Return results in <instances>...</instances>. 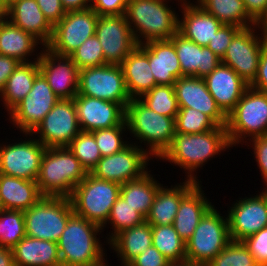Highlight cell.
<instances>
[{
	"instance_id": "obj_1",
	"label": "cell",
	"mask_w": 267,
	"mask_h": 266,
	"mask_svg": "<svg viewBox=\"0 0 267 266\" xmlns=\"http://www.w3.org/2000/svg\"><path fill=\"white\" fill-rule=\"evenodd\" d=\"M229 147L231 145L226 127L223 126H217L215 129L204 133L175 132L171 145L160 159L162 158L185 169L188 180L197 182L198 179L194 171Z\"/></svg>"
},
{
	"instance_id": "obj_2",
	"label": "cell",
	"mask_w": 267,
	"mask_h": 266,
	"mask_svg": "<svg viewBox=\"0 0 267 266\" xmlns=\"http://www.w3.org/2000/svg\"><path fill=\"white\" fill-rule=\"evenodd\" d=\"M102 227L75 213L57 242L62 266H107L105 250L96 235Z\"/></svg>"
},
{
	"instance_id": "obj_3",
	"label": "cell",
	"mask_w": 267,
	"mask_h": 266,
	"mask_svg": "<svg viewBox=\"0 0 267 266\" xmlns=\"http://www.w3.org/2000/svg\"><path fill=\"white\" fill-rule=\"evenodd\" d=\"M87 174L68 147L46 148L36 183L42 196L70 198Z\"/></svg>"
},
{
	"instance_id": "obj_4",
	"label": "cell",
	"mask_w": 267,
	"mask_h": 266,
	"mask_svg": "<svg viewBox=\"0 0 267 266\" xmlns=\"http://www.w3.org/2000/svg\"><path fill=\"white\" fill-rule=\"evenodd\" d=\"M165 1L128 0L125 17L138 45L168 40L178 32L179 18Z\"/></svg>"
},
{
	"instance_id": "obj_5",
	"label": "cell",
	"mask_w": 267,
	"mask_h": 266,
	"mask_svg": "<svg viewBox=\"0 0 267 266\" xmlns=\"http://www.w3.org/2000/svg\"><path fill=\"white\" fill-rule=\"evenodd\" d=\"M125 121L132 136L147 143L149 156L160 158L175 135V119L149 109L139 99H131L125 109Z\"/></svg>"
},
{
	"instance_id": "obj_6",
	"label": "cell",
	"mask_w": 267,
	"mask_h": 266,
	"mask_svg": "<svg viewBox=\"0 0 267 266\" xmlns=\"http://www.w3.org/2000/svg\"><path fill=\"white\" fill-rule=\"evenodd\" d=\"M120 189V184L97 178L88 172L70 197L74 213L102 227L120 196Z\"/></svg>"
},
{
	"instance_id": "obj_7",
	"label": "cell",
	"mask_w": 267,
	"mask_h": 266,
	"mask_svg": "<svg viewBox=\"0 0 267 266\" xmlns=\"http://www.w3.org/2000/svg\"><path fill=\"white\" fill-rule=\"evenodd\" d=\"M226 131L233 147L247 137L267 135V93L248 87L227 115Z\"/></svg>"
},
{
	"instance_id": "obj_8",
	"label": "cell",
	"mask_w": 267,
	"mask_h": 266,
	"mask_svg": "<svg viewBox=\"0 0 267 266\" xmlns=\"http://www.w3.org/2000/svg\"><path fill=\"white\" fill-rule=\"evenodd\" d=\"M23 213L26 236L57 243L74 210L70 198L42 196Z\"/></svg>"
},
{
	"instance_id": "obj_9",
	"label": "cell",
	"mask_w": 267,
	"mask_h": 266,
	"mask_svg": "<svg viewBox=\"0 0 267 266\" xmlns=\"http://www.w3.org/2000/svg\"><path fill=\"white\" fill-rule=\"evenodd\" d=\"M214 205L205 213L186 242V260L207 265L231 241L228 219Z\"/></svg>"
},
{
	"instance_id": "obj_10",
	"label": "cell",
	"mask_w": 267,
	"mask_h": 266,
	"mask_svg": "<svg viewBox=\"0 0 267 266\" xmlns=\"http://www.w3.org/2000/svg\"><path fill=\"white\" fill-rule=\"evenodd\" d=\"M78 94L119 103L124 109L131 100L121 65L105 64L79 70Z\"/></svg>"
},
{
	"instance_id": "obj_11",
	"label": "cell",
	"mask_w": 267,
	"mask_h": 266,
	"mask_svg": "<svg viewBox=\"0 0 267 266\" xmlns=\"http://www.w3.org/2000/svg\"><path fill=\"white\" fill-rule=\"evenodd\" d=\"M99 15L91 8L66 12L53 26L50 42L45 46L55 54L70 56L88 38L95 35Z\"/></svg>"
},
{
	"instance_id": "obj_12",
	"label": "cell",
	"mask_w": 267,
	"mask_h": 266,
	"mask_svg": "<svg viewBox=\"0 0 267 266\" xmlns=\"http://www.w3.org/2000/svg\"><path fill=\"white\" fill-rule=\"evenodd\" d=\"M256 28L254 25L241 29L221 59L222 64L232 68L249 85L257 76L262 51L267 46V36L255 34Z\"/></svg>"
},
{
	"instance_id": "obj_13",
	"label": "cell",
	"mask_w": 267,
	"mask_h": 266,
	"mask_svg": "<svg viewBox=\"0 0 267 266\" xmlns=\"http://www.w3.org/2000/svg\"><path fill=\"white\" fill-rule=\"evenodd\" d=\"M135 144L129 143L121 151L102 157L90 173L97 178L120 185L141 178L150 172L146 167L151 157L147 149Z\"/></svg>"
},
{
	"instance_id": "obj_14",
	"label": "cell",
	"mask_w": 267,
	"mask_h": 266,
	"mask_svg": "<svg viewBox=\"0 0 267 266\" xmlns=\"http://www.w3.org/2000/svg\"><path fill=\"white\" fill-rule=\"evenodd\" d=\"M81 132L74 99H60L31 133L46 147H67Z\"/></svg>"
},
{
	"instance_id": "obj_15",
	"label": "cell",
	"mask_w": 267,
	"mask_h": 266,
	"mask_svg": "<svg viewBox=\"0 0 267 266\" xmlns=\"http://www.w3.org/2000/svg\"><path fill=\"white\" fill-rule=\"evenodd\" d=\"M60 98L53 92L40 73L34 80L31 91L10 112L11 122L21 132L30 135L52 110Z\"/></svg>"
},
{
	"instance_id": "obj_16",
	"label": "cell",
	"mask_w": 267,
	"mask_h": 266,
	"mask_svg": "<svg viewBox=\"0 0 267 266\" xmlns=\"http://www.w3.org/2000/svg\"><path fill=\"white\" fill-rule=\"evenodd\" d=\"M46 147L38 140H24L0 146V173L37 181Z\"/></svg>"
},
{
	"instance_id": "obj_17",
	"label": "cell",
	"mask_w": 267,
	"mask_h": 266,
	"mask_svg": "<svg viewBox=\"0 0 267 266\" xmlns=\"http://www.w3.org/2000/svg\"><path fill=\"white\" fill-rule=\"evenodd\" d=\"M106 64L121 65L138 45L125 15L99 16L96 32Z\"/></svg>"
},
{
	"instance_id": "obj_18",
	"label": "cell",
	"mask_w": 267,
	"mask_h": 266,
	"mask_svg": "<svg viewBox=\"0 0 267 266\" xmlns=\"http://www.w3.org/2000/svg\"><path fill=\"white\" fill-rule=\"evenodd\" d=\"M39 52L40 73L60 99H74L78 94L79 69L70 56L53 53L46 47Z\"/></svg>"
},
{
	"instance_id": "obj_19",
	"label": "cell",
	"mask_w": 267,
	"mask_h": 266,
	"mask_svg": "<svg viewBox=\"0 0 267 266\" xmlns=\"http://www.w3.org/2000/svg\"><path fill=\"white\" fill-rule=\"evenodd\" d=\"M230 208L227 219L231 240L243 241L267 227V198L263 192L237 200Z\"/></svg>"
},
{
	"instance_id": "obj_20",
	"label": "cell",
	"mask_w": 267,
	"mask_h": 266,
	"mask_svg": "<svg viewBox=\"0 0 267 266\" xmlns=\"http://www.w3.org/2000/svg\"><path fill=\"white\" fill-rule=\"evenodd\" d=\"M74 104L81 131L111 128L125 120V109L119 103L77 94Z\"/></svg>"
},
{
	"instance_id": "obj_21",
	"label": "cell",
	"mask_w": 267,
	"mask_h": 266,
	"mask_svg": "<svg viewBox=\"0 0 267 266\" xmlns=\"http://www.w3.org/2000/svg\"><path fill=\"white\" fill-rule=\"evenodd\" d=\"M173 86L179 107L199 110L218 126L226 127L227 116L209 93L203 78L183 76L178 78Z\"/></svg>"
},
{
	"instance_id": "obj_22",
	"label": "cell",
	"mask_w": 267,
	"mask_h": 266,
	"mask_svg": "<svg viewBox=\"0 0 267 266\" xmlns=\"http://www.w3.org/2000/svg\"><path fill=\"white\" fill-rule=\"evenodd\" d=\"M170 40L174 44L179 59L181 77L204 78L221 63V59L207 46L197 45L194 41L186 39L179 32L174 34Z\"/></svg>"
},
{
	"instance_id": "obj_23",
	"label": "cell",
	"mask_w": 267,
	"mask_h": 266,
	"mask_svg": "<svg viewBox=\"0 0 267 266\" xmlns=\"http://www.w3.org/2000/svg\"><path fill=\"white\" fill-rule=\"evenodd\" d=\"M203 79L209 93L226 116L249 87L232 68L222 63Z\"/></svg>"
},
{
	"instance_id": "obj_24",
	"label": "cell",
	"mask_w": 267,
	"mask_h": 266,
	"mask_svg": "<svg viewBox=\"0 0 267 266\" xmlns=\"http://www.w3.org/2000/svg\"><path fill=\"white\" fill-rule=\"evenodd\" d=\"M12 24L33 35L42 46L52 37L53 26L42 13L35 0H16L7 7V17Z\"/></svg>"
},
{
	"instance_id": "obj_25",
	"label": "cell",
	"mask_w": 267,
	"mask_h": 266,
	"mask_svg": "<svg viewBox=\"0 0 267 266\" xmlns=\"http://www.w3.org/2000/svg\"><path fill=\"white\" fill-rule=\"evenodd\" d=\"M126 90L131 99H139L150 91L156 82L148 59V48L137 45L121 64Z\"/></svg>"
},
{
	"instance_id": "obj_26",
	"label": "cell",
	"mask_w": 267,
	"mask_h": 266,
	"mask_svg": "<svg viewBox=\"0 0 267 266\" xmlns=\"http://www.w3.org/2000/svg\"><path fill=\"white\" fill-rule=\"evenodd\" d=\"M181 8L183 18H179L178 32L197 45L207 46L223 24L199 4L183 2Z\"/></svg>"
},
{
	"instance_id": "obj_27",
	"label": "cell",
	"mask_w": 267,
	"mask_h": 266,
	"mask_svg": "<svg viewBox=\"0 0 267 266\" xmlns=\"http://www.w3.org/2000/svg\"><path fill=\"white\" fill-rule=\"evenodd\" d=\"M199 183L186 179L183 184L157 191L146 222L152 226H169L173 224L181 200Z\"/></svg>"
},
{
	"instance_id": "obj_28",
	"label": "cell",
	"mask_w": 267,
	"mask_h": 266,
	"mask_svg": "<svg viewBox=\"0 0 267 266\" xmlns=\"http://www.w3.org/2000/svg\"><path fill=\"white\" fill-rule=\"evenodd\" d=\"M156 85H174L181 77V68L173 42L155 40L144 43Z\"/></svg>"
},
{
	"instance_id": "obj_29",
	"label": "cell",
	"mask_w": 267,
	"mask_h": 266,
	"mask_svg": "<svg viewBox=\"0 0 267 266\" xmlns=\"http://www.w3.org/2000/svg\"><path fill=\"white\" fill-rule=\"evenodd\" d=\"M198 183L182 200L173 221L180 238L187 242L205 213L213 206Z\"/></svg>"
},
{
	"instance_id": "obj_30",
	"label": "cell",
	"mask_w": 267,
	"mask_h": 266,
	"mask_svg": "<svg viewBox=\"0 0 267 266\" xmlns=\"http://www.w3.org/2000/svg\"><path fill=\"white\" fill-rule=\"evenodd\" d=\"M15 266H62L54 241L25 236L13 248Z\"/></svg>"
},
{
	"instance_id": "obj_31",
	"label": "cell",
	"mask_w": 267,
	"mask_h": 266,
	"mask_svg": "<svg viewBox=\"0 0 267 266\" xmlns=\"http://www.w3.org/2000/svg\"><path fill=\"white\" fill-rule=\"evenodd\" d=\"M0 198L5 209L25 211L35 205L42 195L36 181L0 173Z\"/></svg>"
},
{
	"instance_id": "obj_32",
	"label": "cell",
	"mask_w": 267,
	"mask_h": 266,
	"mask_svg": "<svg viewBox=\"0 0 267 266\" xmlns=\"http://www.w3.org/2000/svg\"><path fill=\"white\" fill-rule=\"evenodd\" d=\"M108 243L118 254L121 265L127 266L133 259L152 245V225L145 221L141 225L124 229Z\"/></svg>"
},
{
	"instance_id": "obj_33",
	"label": "cell",
	"mask_w": 267,
	"mask_h": 266,
	"mask_svg": "<svg viewBox=\"0 0 267 266\" xmlns=\"http://www.w3.org/2000/svg\"><path fill=\"white\" fill-rule=\"evenodd\" d=\"M38 59L39 54L33 62H20L7 79L0 95L8 113L31 91L35 78L40 74Z\"/></svg>"
},
{
	"instance_id": "obj_34",
	"label": "cell",
	"mask_w": 267,
	"mask_h": 266,
	"mask_svg": "<svg viewBox=\"0 0 267 266\" xmlns=\"http://www.w3.org/2000/svg\"><path fill=\"white\" fill-rule=\"evenodd\" d=\"M41 42L30 33L12 24L7 18L0 21V55L13 57L19 62L28 59Z\"/></svg>"
},
{
	"instance_id": "obj_35",
	"label": "cell",
	"mask_w": 267,
	"mask_h": 266,
	"mask_svg": "<svg viewBox=\"0 0 267 266\" xmlns=\"http://www.w3.org/2000/svg\"><path fill=\"white\" fill-rule=\"evenodd\" d=\"M150 173H145L141 178L121 184L120 196L132 207L147 217L153 204L160 183Z\"/></svg>"
},
{
	"instance_id": "obj_36",
	"label": "cell",
	"mask_w": 267,
	"mask_h": 266,
	"mask_svg": "<svg viewBox=\"0 0 267 266\" xmlns=\"http://www.w3.org/2000/svg\"><path fill=\"white\" fill-rule=\"evenodd\" d=\"M195 3L223 25H234L242 29L256 25L248 16L243 0H197Z\"/></svg>"
},
{
	"instance_id": "obj_37",
	"label": "cell",
	"mask_w": 267,
	"mask_h": 266,
	"mask_svg": "<svg viewBox=\"0 0 267 266\" xmlns=\"http://www.w3.org/2000/svg\"><path fill=\"white\" fill-rule=\"evenodd\" d=\"M152 245L170 262L186 260V242H184L173 225L152 226Z\"/></svg>"
},
{
	"instance_id": "obj_38",
	"label": "cell",
	"mask_w": 267,
	"mask_h": 266,
	"mask_svg": "<svg viewBox=\"0 0 267 266\" xmlns=\"http://www.w3.org/2000/svg\"><path fill=\"white\" fill-rule=\"evenodd\" d=\"M139 100L158 114L174 119L179 111L173 85H156L143 94Z\"/></svg>"
},
{
	"instance_id": "obj_39",
	"label": "cell",
	"mask_w": 267,
	"mask_h": 266,
	"mask_svg": "<svg viewBox=\"0 0 267 266\" xmlns=\"http://www.w3.org/2000/svg\"><path fill=\"white\" fill-rule=\"evenodd\" d=\"M146 221V218L139 213L136 208L132 207L130 204L125 201L121 196L118 197L117 201L113 204L110 215L104 226L108 222L113 226V233H109L110 238H107L109 242L115 235L121 232L124 229L131 228L143 224Z\"/></svg>"
},
{
	"instance_id": "obj_40",
	"label": "cell",
	"mask_w": 267,
	"mask_h": 266,
	"mask_svg": "<svg viewBox=\"0 0 267 266\" xmlns=\"http://www.w3.org/2000/svg\"><path fill=\"white\" fill-rule=\"evenodd\" d=\"M25 236L23 211L5 209L0 212V246L12 249Z\"/></svg>"
},
{
	"instance_id": "obj_41",
	"label": "cell",
	"mask_w": 267,
	"mask_h": 266,
	"mask_svg": "<svg viewBox=\"0 0 267 266\" xmlns=\"http://www.w3.org/2000/svg\"><path fill=\"white\" fill-rule=\"evenodd\" d=\"M67 147L78 158L87 172H91L102 158L95 137L91 132L81 131Z\"/></svg>"
},
{
	"instance_id": "obj_42",
	"label": "cell",
	"mask_w": 267,
	"mask_h": 266,
	"mask_svg": "<svg viewBox=\"0 0 267 266\" xmlns=\"http://www.w3.org/2000/svg\"><path fill=\"white\" fill-rule=\"evenodd\" d=\"M217 126L208 115L188 107H179L175 118V132L204 133L215 129Z\"/></svg>"
},
{
	"instance_id": "obj_43",
	"label": "cell",
	"mask_w": 267,
	"mask_h": 266,
	"mask_svg": "<svg viewBox=\"0 0 267 266\" xmlns=\"http://www.w3.org/2000/svg\"><path fill=\"white\" fill-rule=\"evenodd\" d=\"M205 266H259L242 241L231 240Z\"/></svg>"
},
{
	"instance_id": "obj_44",
	"label": "cell",
	"mask_w": 267,
	"mask_h": 266,
	"mask_svg": "<svg viewBox=\"0 0 267 266\" xmlns=\"http://www.w3.org/2000/svg\"><path fill=\"white\" fill-rule=\"evenodd\" d=\"M128 130L126 121L124 120L120 125L111 128L97 129L91 133L95 137L97 146L101 152L102 157L110 156L121 151L129 143L123 141L122 133Z\"/></svg>"
},
{
	"instance_id": "obj_45",
	"label": "cell",
	"mask_w": 267,
	"mask_h": 266,
	"mask_svg": "<svg viewBox=\"0 0 267 266\" xmlns=\"http://www.w3.org/2000/svg\"><path fill=\"white\" fill-rule=\"evenodd\" d=\"M70 57L79 70L106 64L102 46L96 35L84 41Z\"/></svg>"
},
{
	"instance_id": "obj_46",
	"label": "cell",
	"mask_w": 267,
	"mask_h": 266,
	"mask_svg": "<svg viewBox=\"0 0 267 266\" xmlns=\"http://www.w3.org/2000/svg\"><path fill=\"white\" fill-rule=\"evenodd\" d=\"M242 242L259 266L267 265V227L245 238Z\"/></svg>"
},
{
	"instance_id": "obj_47",
	"label": "cell",
	"mask_w": 267,
	"mask_h": 266,
	"mask_svg": "<svg viewBox=\"0 0 267 266\" xmlns=\"http://www.w3.org/2000/svg\"><path fill=\"white\" fill-rule=\"evenodd\" d=\"M241 29L234 25H222L216 32L214 38L210 40L207 47L222 59L234 36Z\"/></svg>"
},
{
	"instance_id": "obj_48",
	"label": "cell",
	"mask_w": 267,
	"mask_h": 266,
	"mask_svg": "<svg viewBox=\"0 0 267 266\" xmlns=\"http://www.w3.org/2000/svg\"><path fill=\"white\" fill-rule=\"evenodd\" d=\"M163 254L153 245L133 259L127 266H168L170 264Z\"/></svg>"
},
{
	"instance_id": "obj_49",
	"label": "cell",
	"mask_w": 267,
	"mask_h": 266,
	"mask_svg": "<svg viewBox=\"0 0 267 266\" xmlns=\"http://www.w3.org/2000/svg\"><path fill=\"white\" fill-rule=\"evenodd\" d=\"M91 9L99 16L125 15L128 0H92Z\"/></svg>"
},
{
	"instance_id": "obj_50",
	"label": "cell",
	"mask_w": 267,
	"mask_h": 266,
	"mask_svg": "<svg viewBox=\"0 0 267 266\" xmlns=\"http://www.w3.org/2000/svg\"><path fill=\"white\" fill-rule=\"evenodd\" d=\"M35 1L37 2L42 13L52 26L56 25L64 17L66 13L61 0H35Z\"/></svg>"
},
{
	"instance_id": "obj_51",
	"label": "cell",
	"mask_w": 267,
	"mask_h": 266,
	"mask_svg": "<svg viewBox=\"0 0 267 266\" xmlns=\"http://www.w3.org/2000/svg\"><path fill=\"white\" fill-rule=\"evenodd\" d=\"M252 139V140H251ZM254 146V156L256 162L262 174L265 184H267V135L266 136H256L253 138H248Z\"/></svg>"
},
{
	"instance_id": "obj_52",
	"label": "cell",
	"mask_w": 267,
	"mask_h": 266,
	"mask_svg": "<svg viewBox=\"0 0 267 266\" xmlns=\"http://www.w3.org/2000/svg\"><path fill=\"white\" fill-rule=\"evenodd\" d=\"M249 86L267 93V46L262 51L257 76Z\"/></svg>"
},
{
	"instance_id": "obj_53",
	"label": "cell",
	"mask_w": 267,
	"mask_h": 266,
	"mask_svg": "<svg viewBox=\"0 0 267 266\" xmlns=\"http://www.w3.org/2000/svg\"><path fill=\"white\" fill-rule=\"evenodd\" d=\"M248 16L257 24L267 11V0H243Z\"/></svg>"
},
{
	"instance_id": "obj_54",
	"label": "cell",
	"mask_w": 267,
	"mask_h": 266,
	"mask_svg": "<svg viewBox=\"0 0 267 266\" xmlns=\"http://www.w3.org/2000/svg\"><path fill=\"white\" fill-rule=\"evenodd\" d=\"M20 62L8 56L0 55V92L6 85L7 79L14 72Z\"/></svg>"
},
{
	"instance_id": "obj_55",
	"label": "cell",
	"mask_w": 267,
	"mask_h": 266,
	"mask_svg": "<svg viewBox=\"0 0 267 266\" xmlns=\"http://www.w3.org/2000/svg\"><path fill=\"white\" fill-rule=\"evenodd\" d=\"M92 0H61L66 12L91 8Z\"/></svg>"
},
{
	"instance_id": "obj_56",
	"label": "cell",
	"mask_w": 267,
	"mask_h": 266,
	"mask_svg": "<svg viewBox=\"0 0 267 266\" xmlns=\"http://www.w3.org/2000/svg\"><path fill=\"white\" fill-rule=\"evenodd\" d=\"M0 266H15L13 251L11 248L0 246Z\"/></svg>"
},
{
	"instance_id": "obj_57",
	"label": "cell",
	"mask_w": 267,
	"mask_h": 266,
	"mask_svg": "<svg viewBox=\"0 0 267 266\" xmlns=\"http://www.w3.org/2000/svg\"><path fill=\"white\" fill-rule=\"evenodd\" d=\"M256 26L258 28V31L260 28L261 29L260 31H262V33L267 36V11L263 16V18L256 24Z\"/></svg>"
},
{
	"instance_id": "obj_58",
	"label": "cell",
	"mask_w": 267,
	"mask_h": 266,
	"mask_svg": "<svg viewBox=\"0 0 267 266\" xmlns=\"http://www.w3.org/2000/svg\"><path fill=\"white\" fill-rule=\"evenodd\" d=\"M168 266H205V265L185 260L182 262H171Z\"/></svg>"
},
{
	"instance_id": "obj_59",
	"label": "cell",
	"mask_w": 267,
	"mask_h": 266,
	"mask_svg": "<svg viewBox=\"0 0 267 266\" xmlns=\"http://www.w3.org/2000/svg\"><path fill=\"white\" fill-rule=\"evenodd\" d=\"M7 7L4 4V0H0V21L6 19Z\"/></svg>"
},
{
	"instance_id": "obj_60",
	"label": "cell",
	"mask_w": 267,
	"mask_h": 266,
	"mask_svg": "<svg viewBox=\"0 0 267 266\" xmlns=\"http://www.w3.org/2000/svg\"><path fill=\"white\" fill-rule=\"evenodd\" d=\"M14 1H16V0H4V4H5L6 7H8Z\"/></svg>"
},
{
	"instance_id": "obj_61",
	"label": "cell",
	"mask_w": 267,
	"mask_h": 266,
	"mask_svg": "<svg viewBox=\"0 0 267 266\" xmlns=\"http://www.w3.org/2000/svg\"><path fill=\"white\" fill-rule=\"evenodd\" d=\"M3 210H5V207L3 205L2 199L0 198V212H2Z\"/></svg>"
},
{
	"instance_id": "obj_62",
	"label": "cell",
	"mask_w": 267,
	"mask_h": 266,
	"mask_svg": "<svg viewBox=\"0 0 267 266\" xmlns=\"http://www.w3.org/2000/svg\"><path fill=\"white\" fill-rule=\"evenodd\" d=\"M265 186H266V188H264L262 192L265 194V196L267 198V184Z\"/></svg>"
}]
</instances>
